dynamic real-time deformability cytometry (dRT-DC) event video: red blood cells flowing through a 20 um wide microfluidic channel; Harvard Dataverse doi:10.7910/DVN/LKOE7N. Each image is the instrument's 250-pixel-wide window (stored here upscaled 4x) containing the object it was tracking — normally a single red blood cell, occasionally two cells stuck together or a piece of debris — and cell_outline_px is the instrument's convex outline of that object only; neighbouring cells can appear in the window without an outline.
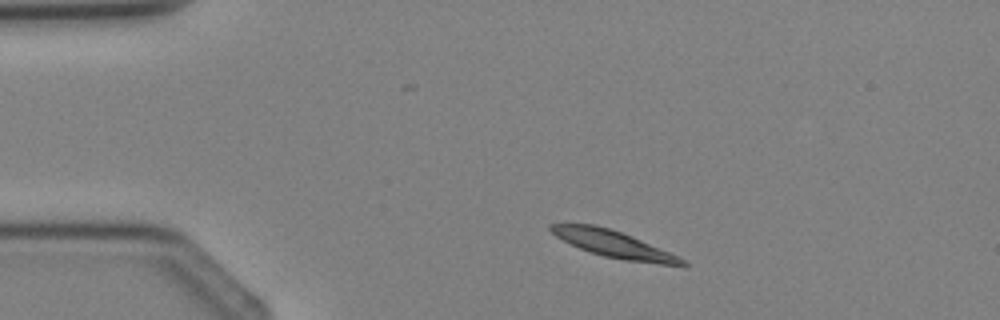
{"species": "Egyptian fruit bat (a non-hibernating species)", "species_latin": "Rousettus aegyptiacus", "temperature_condition": "cold", "stored_images_in_passage": 2, "camera_frame_rate_fps": 3000, "um_per_image_px": 0.085, "animal": {"sex": "female"}, "frame": {"image": 1, "passage_image": 1, "time_ms": 0.0, "image_size_px": [1000, 320], "cell_outline_px": [[688, 264], [684, 268], [624, 260], [604, 256], [580, 248], [556, 236], [548, 228], [548, 224], [596, 224], [632, 236], [680, 256]], "centroid_in_image_um": [52.29, 20.78], "position_along_channel_um": 32.7, "area_um2": 20.63}}